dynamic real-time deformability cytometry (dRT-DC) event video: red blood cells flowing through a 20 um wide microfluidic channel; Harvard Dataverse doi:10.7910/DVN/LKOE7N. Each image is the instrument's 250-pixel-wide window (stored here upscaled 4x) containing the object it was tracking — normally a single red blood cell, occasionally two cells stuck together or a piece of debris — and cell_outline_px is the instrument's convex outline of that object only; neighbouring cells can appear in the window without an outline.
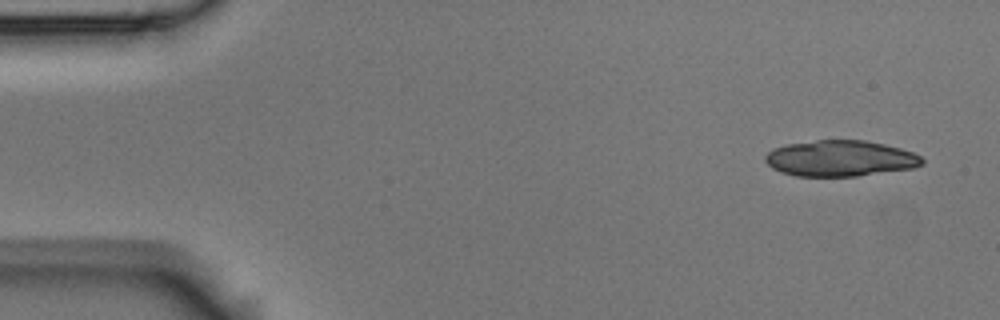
{"species": "Egyptian fruit bat (a non-hibernating species)", "species_latin": "Rousettus aegyptiacus", "temperature_condition": "room temperature", "stored_images_in_passage": 7, "segment_of_instrument_passage": [1, 2], "camera_frame_rate_fps": 3000, "um_per_image_px": 0.085, "animal": {"sex": "male"}, "frame": {"image": 1, "passage_image": 1, "time_ms": 0.0, "image_size_px": [1000, 320], "cell_outline_px": [[924, 164], [912, 168], [856, 176], [796, 176], [780, 172], [772, 168], [764, 160], [764, 156], [772, 148], [788, 144], [816, 140], [864, 140], [884, 144], [900, 148], [912, 152], [920, 156], [924, 160]], "centroid_in_image_um": [71.39, 13.46], "position_along_channel_um": 13.6, "area_um2": 32.89}}